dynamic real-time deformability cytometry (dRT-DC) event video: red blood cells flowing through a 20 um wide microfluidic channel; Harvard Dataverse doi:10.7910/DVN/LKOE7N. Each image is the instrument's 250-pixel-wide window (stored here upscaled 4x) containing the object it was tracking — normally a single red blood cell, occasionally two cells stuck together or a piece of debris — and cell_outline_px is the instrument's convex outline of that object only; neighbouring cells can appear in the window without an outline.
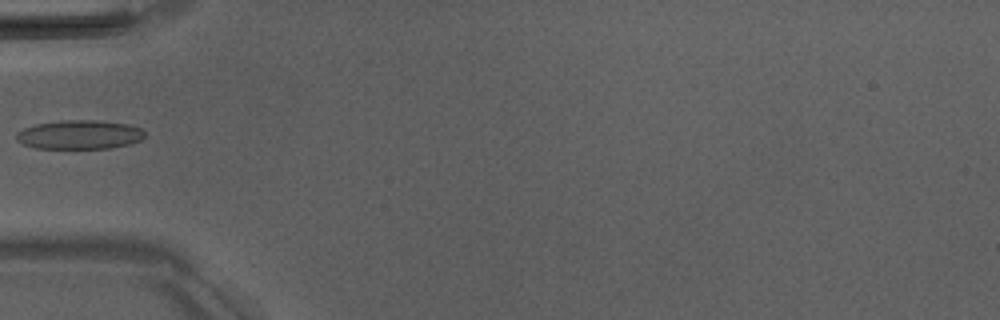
{"species": "Egyptian fruit bat (a non-hibernating species)", "species_latin": "Rousettus aegyptiacus", "temperature_condition": "room temperature", "stored_images_in_passage": 7, "camera_frame_rate_fps": 3000, "um_per_image_px": 0.085, "animal": {"sex": "male"}, "frame": {"image": 1, "passage_image": 6, "time_ms": 5.667, "image_size_px": [1000, 320], "cell_outline_px": [[144, 136], [140, 140], [128, 144], [108, 148], [36, 148], [24, 144], [16, 140], [16, 132], [24, 128], [36, 124], [64, 120], [96, 120], [128, 124], [140, 128], [144, 132]], "centroid_in_image_um": [6.73, 11.44], "position_along_channel_um": 78.3, "area_um2": 21.5}}